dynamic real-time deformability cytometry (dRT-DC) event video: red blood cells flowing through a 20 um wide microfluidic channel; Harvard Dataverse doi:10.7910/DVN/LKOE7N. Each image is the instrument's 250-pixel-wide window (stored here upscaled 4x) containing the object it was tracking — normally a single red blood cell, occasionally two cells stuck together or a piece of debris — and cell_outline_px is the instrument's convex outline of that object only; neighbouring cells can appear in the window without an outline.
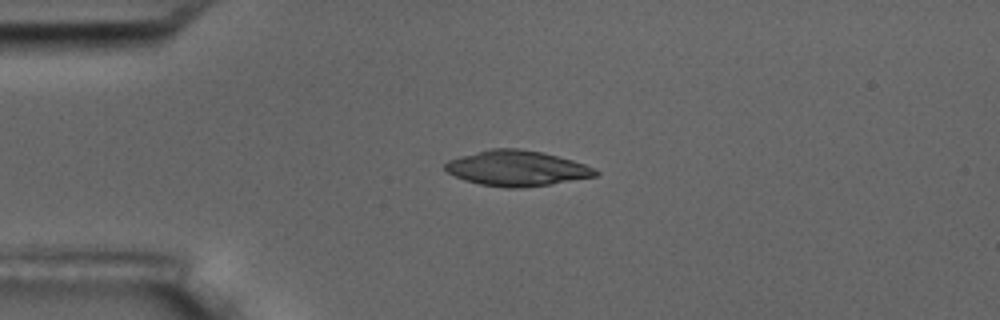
{"species": "common noctule bat (a hibernating species)", "species_latin": "Nyctalus noctula", "temperature_condition": "room temperature", "stored_images_in_passage": 5, "camera_frame_rate_fps": 3000, "um_per_image_px": 0.085, "animal": {"sex": "male", "body_mass_g": 17.5, "forearm_length_mm": 52.3}, "frame": {"image": 1, "passage_image": 3, "time_ms": 2.333, "image_size_px": [1000, 320], "cell_outline_px": [[600, 172], [596, 176], [552, 184], [524, 188], [504, 188], [480, 184], [464, 180], [448, 172], [444, 168], [444, 164], [448, 160], [460, 156], [492, 148], [520, 148], [540, 152], [572, 160], [596, 168]], "centroid_in_image_um": [43.94, 14.31], "position_along_channel_um": 41.1, "area_um2": 31.04}}